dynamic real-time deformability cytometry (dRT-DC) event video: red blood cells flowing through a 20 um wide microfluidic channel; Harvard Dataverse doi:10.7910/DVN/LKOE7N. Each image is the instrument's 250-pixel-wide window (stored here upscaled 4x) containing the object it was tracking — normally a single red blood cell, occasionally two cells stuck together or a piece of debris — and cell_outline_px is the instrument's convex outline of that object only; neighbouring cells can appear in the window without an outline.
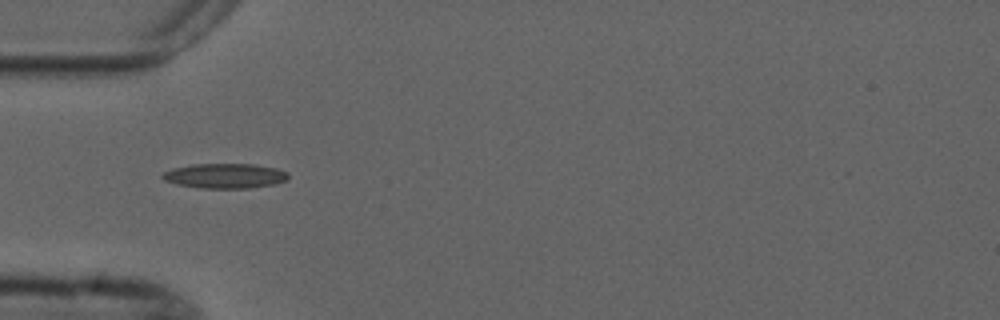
{"species": "common noctule bat (a hibernating species)", "species_latin": "Nyctalus noctula", "temperature_condition": "cold", "stored_images_in_passage": 5, "camera_frame_rate_fps": 3000, "um_per_image_px": 0.085, "animal": {"sex": "male", "forearm_length_mm": 52.5}, "frame": {"image": 1, "passage_image": 3, "time_ms": 4.0, "image_size_px": [1000, 320], "cell_outline_px": [[288, 180], [272, 184], [248, 188], [200, 188], [176, 184], [164, 180], [160, 176], [164, 172], [172, 168], [192, 164], [256, 164], [276, 168], [288, 172]], "centroid_in_image_um": [19.1, 14.94], "position_along_channel_um": 65.9, "area_um2": 18.26}}
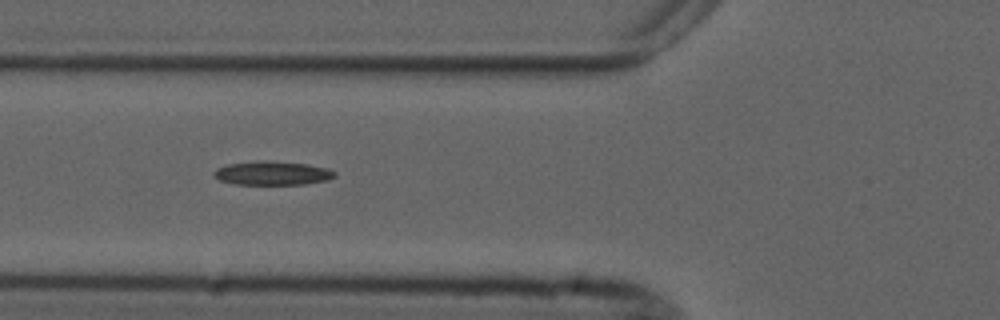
{"frame": {"image": 2, "passage_image": 4, "time_ms": 5.0, "image_size_px": [1000, 320], "cell_outline_px": [[336, 176], [328, 180], [304, 184], [232, 184], [220, 180], [212, 172], [216, 168], [228, 164], [260, 160], [264, 160], [304, 164], [328, 168], [336, 172]], "centroid_in_image_um": [23.15, 14.72], "position_along_channel_um": 102.7, "area_um2": 16.7}}
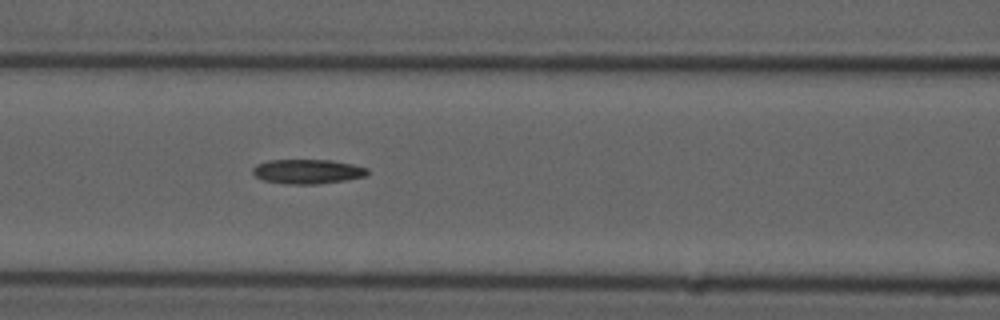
{"frame": {"image": 3, "passage_image": 5, "time_ms": 6.0, "image_size_px": [1000, 320], "cell_outline_px": [[368, 176], [344, 180], [316, 184], [288, 184], [264, 180], [256, 176], [252, 172], [252, 168], [256, 164], [268, 160], [328, 160], [352, 164], [368, 168]], "centroid_in_image_um": [26.14, 14.57], "position_along_channel_um": 140.5, "area_um2": 16.3}}